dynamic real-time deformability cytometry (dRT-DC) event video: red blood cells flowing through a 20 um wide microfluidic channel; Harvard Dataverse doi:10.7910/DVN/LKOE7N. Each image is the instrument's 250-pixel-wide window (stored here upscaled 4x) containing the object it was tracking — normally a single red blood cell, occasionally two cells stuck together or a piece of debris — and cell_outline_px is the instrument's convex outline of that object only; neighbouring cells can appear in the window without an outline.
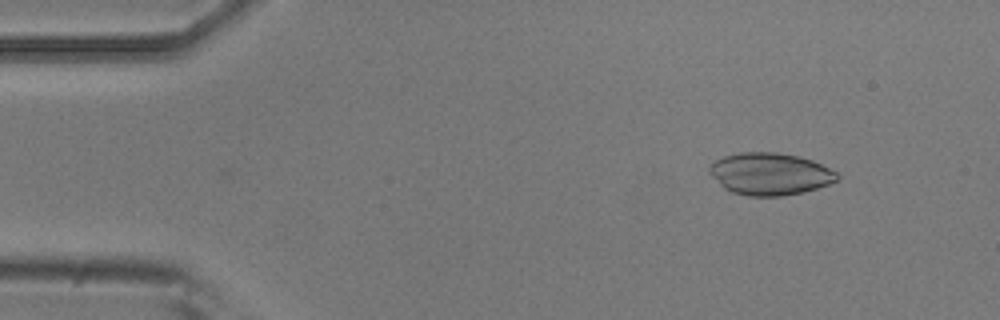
{"species": "common noctule bat (a hibernating species)", "species_latin": "Nyctalus noctula", "temperature_condition": "room temperature", "stored_images_in_passage": 51, "camera_frame_rate_fps": 3000, "um_per_image_px": 0.085, "animal": {"sex": "male", "body_mass_g": 20.5, "forearm_length_mm": 52.5}, "frame": {"image": 1, "passage_image": 6, "time_ms": 1.667, "image_size_px": [1000, 320], "cell_outline_px": [[840, 176], [836, 180], [828, 184], [816, 188], [800, 192], [780, 196], [748, 196], [732, 192], [724, 188], [708, 172], [708, 168], [716, 160], [724, 156], [740, 152], [776, 152], [800, 156], [812, 160], [836, 172]], "centroid_in_image_um": [65.42, 14.77], "position_along_channel_um": 19.6, "area_um2": 31.15}}
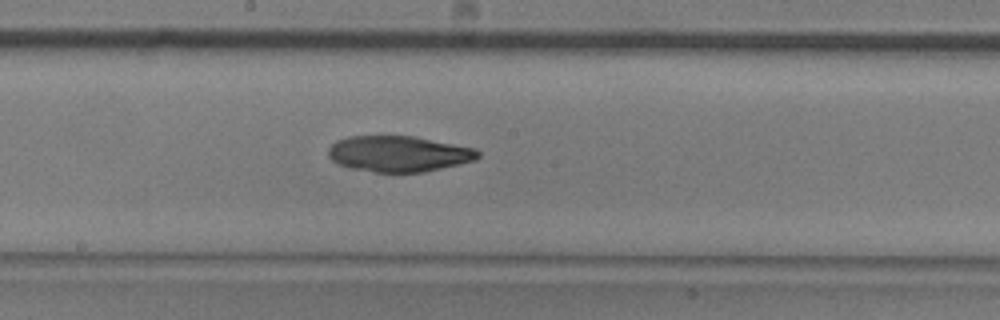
{"frame": {"image": 2, "passage_image": 27, "time_ms": 8.667, "image_size_px": [1000, 320], "cell_outline_px": [[480, 156], [476, 160], [460, 164], [424, 172], [376, 172], [348, 168], [332, 160], [328, 156], [328, 148], [336, 140], [348, 136], [416, 136], [476, 148], [480, 152]], "centroid_in_image_um": [33.9, 13.07], "position_along_channel_um": 214.3, "area_um2": 31.56}}
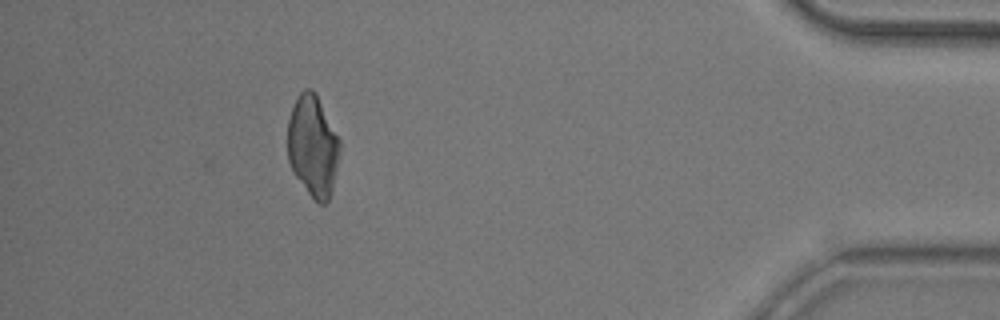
{"frame": {"image": 3, "passage_image": 46, "time_ms": 15.0, "image_size_px": [1000, 320], "cell_outline_px": [[340, 152], [336, 172], [332, 188], [328, 200], [324, 204], [320, 204], [308, 192], [296, 176], [288, 160], [288, 120], [292, 108], [300, 92], [304, 88], [312, 88], [316, 92], [340, 140]], "centroid_in_image_um": [26.6, 12.37], "position_along_channel_um": 408.6, "area_um2": 30.58}}